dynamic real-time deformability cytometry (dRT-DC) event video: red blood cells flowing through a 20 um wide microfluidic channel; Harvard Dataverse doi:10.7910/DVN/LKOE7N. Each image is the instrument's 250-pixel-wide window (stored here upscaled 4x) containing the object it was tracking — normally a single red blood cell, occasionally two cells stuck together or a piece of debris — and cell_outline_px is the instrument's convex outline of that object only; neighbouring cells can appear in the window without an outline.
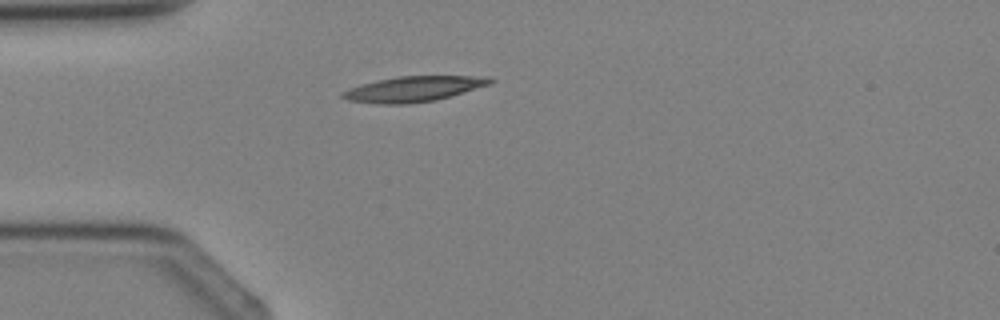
{"species": "Egyptian fruit bat (a non-hibernating species)", "species_latin": "Rousettus aegyptiacus", "temperature_condition": "cold", "stored_images_in_passage": 1, "camera_frame_rate_fps": 3000, "um_per_image_px": 0.085, "animal": {"sex": "female"}, "frame": {"image": 1, "passage_image": 1, "time_ms": 0.0, "image_size_px": [1000, 320], "cell_outline_px": [[496, 80], [492, 84], [436, 100], [408, 104], [380, 104], [348, 100], [340, 96], [340, 92], [348, 88], [396, 76], [488, 76]], "centroid_in_image_um": [35.19, 7.56], "position_along_channel_um": 49.8, "area_um2": 21.85}}